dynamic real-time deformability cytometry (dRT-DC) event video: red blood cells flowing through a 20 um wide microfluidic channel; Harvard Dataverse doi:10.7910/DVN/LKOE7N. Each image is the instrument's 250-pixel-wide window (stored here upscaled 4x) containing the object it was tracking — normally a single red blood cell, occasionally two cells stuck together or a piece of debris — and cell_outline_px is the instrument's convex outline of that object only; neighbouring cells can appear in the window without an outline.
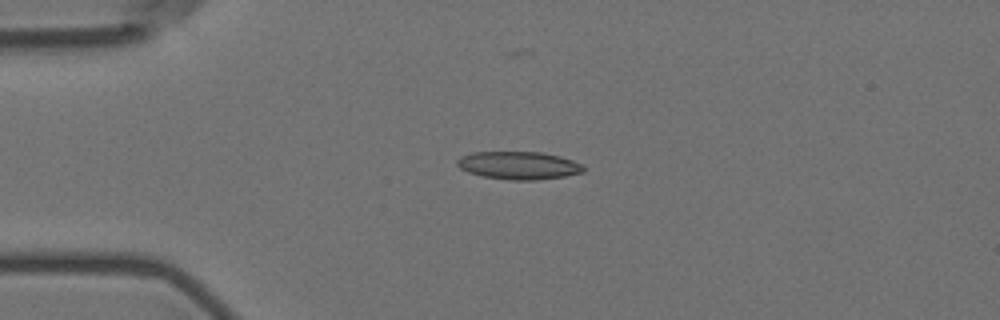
{"species": "Egyptian fruit bat (a non-hibernating species)", "species_latin": "Rousettus aegyptiacus", "temperature_condition": "room temperature", "stored_images_in_passage": 4, "camera_frame_rate_fps": 3000, "um_per_image_px": 0.085, "animal": {"sex": "female"}, "frame": {"image": 1, "passage_image": 3, "time_ms": 2.333, "image_size_px": [1000, 320], "cell_outline_px": [[584, 172], [564, 176], [536, 180], [512, 180], [484, 176], [468, 172], [460, 168], [456, 164], [456, 160], [460, 156], [472, 152], [540, 152], [560, 156], [572, 160], [580, 164], [584, 168]], "centroid_in_image_um": [44.06, 14.05], "position_along_channel_um": 40.9, "area_um2": 20.4}}